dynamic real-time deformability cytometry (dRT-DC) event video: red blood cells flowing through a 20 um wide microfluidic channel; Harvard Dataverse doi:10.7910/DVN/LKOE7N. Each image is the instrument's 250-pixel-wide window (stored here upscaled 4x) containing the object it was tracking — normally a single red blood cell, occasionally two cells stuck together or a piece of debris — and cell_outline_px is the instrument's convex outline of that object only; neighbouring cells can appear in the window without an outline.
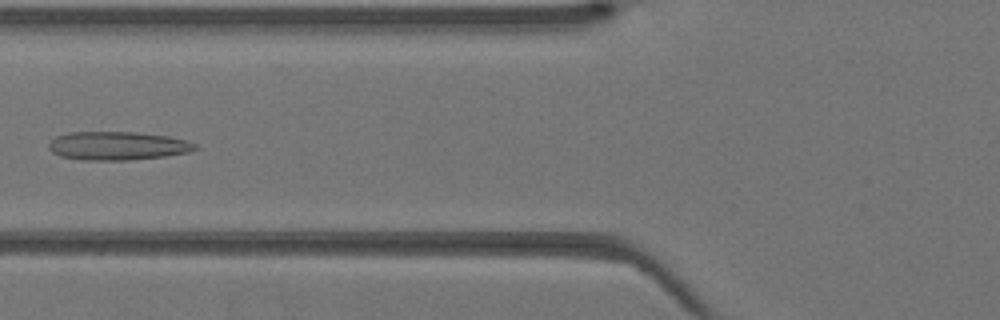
{"species": "Egyptian fruit bat (a non-hibernating species)", "species_latin": "Rousettus aegyptiacus", "temperature_condition": "warm", "stored_images_in_passage": 27, "camera_frame_rate_fps": 3000, "um_per_image_px": 0.085, "animal": {"sex": "female"}, "frame": {"image": 1, "passage_image": 17, "time_ms": 5.333, "image_size_px": [1000, 320], "cell_outline_px": [[196, 148], [188, 152], [164, 156], [128, 160], [80, 160], [60, 156], [52, 152], [48, 148], [48, 144], [56, 136], [68, 132], [136, 132], [168, 136], [188, 140], [196, 144]], "centroid_in_image_um": [9.96, 12.39], "position_along_channel_um": 115.8, "area_um2": 24.33}}
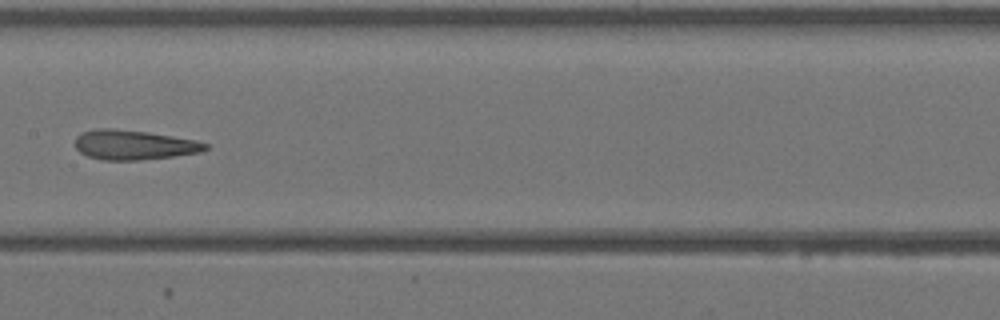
{"frame": {"image": 2, "passage_image": 22, "time_ms": 7.0, "image_size_px": [1000, 320], "cell_outline_px": [[208, 148], [200, 152], [172, 156], [140, 160], [104, 160], [88, 156], [80, 152], [76, 148], [76, 136], [80, 132], [96, 128], [112, 128], [148, 132], [196, 140], [208, 144]], "centroid_in_image_um": [11.35, 12.3], "position_along_channel_um": 196.0, "area_um2": 22.48}}
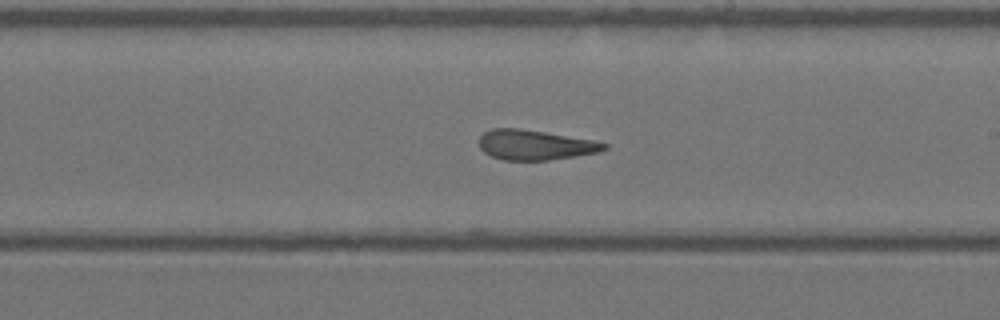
{"frame": {"image": 3, "passage_image": 25, "time_ms": 8.0, "image_size_px": [1000, 320], "cell_outline_px": [[608, 148], [600, 152], [548, 160], [504, 160], [492, 156], [484, 152], [480, 148], [480, 136], [484, 132], [492, 128], [520, 128], [596, 140], [608, 144]], "centroid_in_image_um": [45.51, 12.31], "position_along_channel_um": 243.5, "area_um2": 21.91}}